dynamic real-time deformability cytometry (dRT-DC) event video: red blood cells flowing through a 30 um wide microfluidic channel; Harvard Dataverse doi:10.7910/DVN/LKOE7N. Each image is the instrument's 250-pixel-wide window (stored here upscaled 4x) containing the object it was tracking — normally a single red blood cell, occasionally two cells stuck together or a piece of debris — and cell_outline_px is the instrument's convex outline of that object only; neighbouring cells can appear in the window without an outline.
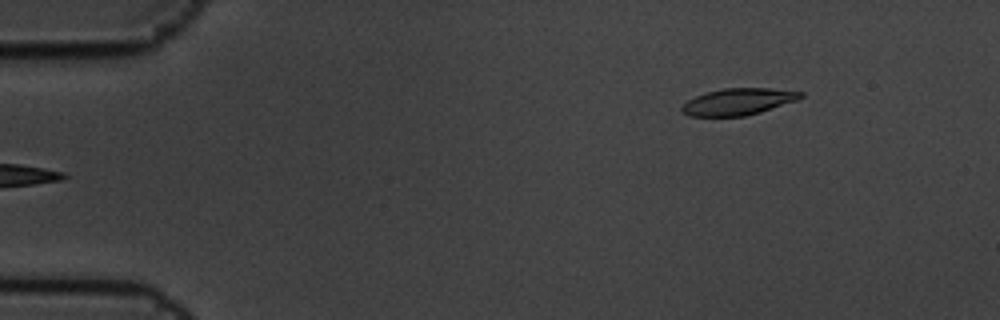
{"species": "common noctule bat (a hibernating species)", "species_latin": "Nyctalus noctula", "temperature_condition": "cold", "stored_images_in_passage": 6, "segment_of_instrument_passage": [2, 2], "camera_frame_rate_fps": 3000, "um_per_image_px": 0.085, "animal": {"sex": "male", "body_mass_g": 19.5, "forearm_length_mm": 54.6}, "frame": {"image": 1, "passage_image": 6, "time_ms": 1.667, "image_size_px": [1000, 320], "cell_outline_px": [[804, 96], [800, 100], [760, 112], [744, 116], [688, 116], [680, 108], [688, 100], [696, 96], [708, 92], [724, 88], [768, 88], [804, 92]], "centroid_in_image_um": [62.81, 8.64], "position_along_channel_um": 22.2, "area_um2": 18.44}}